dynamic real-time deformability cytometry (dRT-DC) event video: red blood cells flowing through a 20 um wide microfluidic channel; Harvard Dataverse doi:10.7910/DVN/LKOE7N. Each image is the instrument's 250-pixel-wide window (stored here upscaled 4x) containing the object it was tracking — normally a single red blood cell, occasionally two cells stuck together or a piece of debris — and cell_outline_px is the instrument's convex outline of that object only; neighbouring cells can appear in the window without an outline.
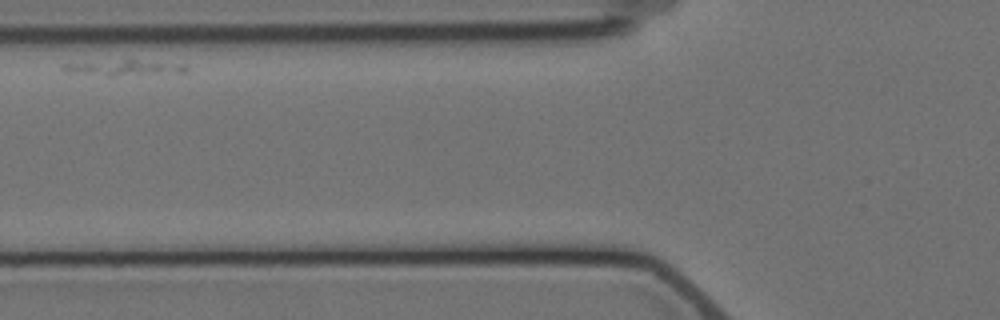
{"species": "Egyptian fruit bat (a non-hibernating species)", "species_latin": "Rousettus aegyptiacus", "temperature_condition": "cold", "stored_images_in_passage": 2, "camera_frame_rate_fps": 3000, "um_per_image_px": 0.085, "animal": {"sex": "female"}, "frame": {"image": 1, "passage_image": 2, "time_ms": 1.333, "image_size_px": [1000, 320], "cell_outline_px": [[188, 68], [184, 72], [116, 76], [108, 76], [60, 68], [60, 64], [124, 60], [136, 60], [184, 64]], "centroid_in_image_um": [10.68, 5.75], "position_along_channel_um": 115.1, "area_um2": 10.46}}